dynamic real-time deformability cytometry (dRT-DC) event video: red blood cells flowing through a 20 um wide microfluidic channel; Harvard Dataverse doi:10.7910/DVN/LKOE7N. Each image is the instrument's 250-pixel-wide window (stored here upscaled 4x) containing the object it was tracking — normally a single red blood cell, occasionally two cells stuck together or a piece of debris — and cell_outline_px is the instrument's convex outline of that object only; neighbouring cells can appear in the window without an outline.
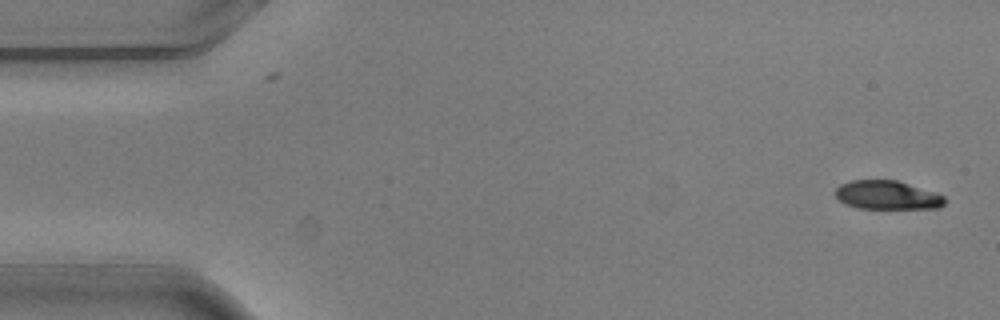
{"species": "common noctule bat (a hibernating species)", "species_latin": "Nyctalus noctula", "temperature_condition": "warm", "stored_images_in_passage": 4, "camera_frame_rate_fps": 3000, "um_per_image_px": 0.085, "animal": {"sex": "male", "body_mass_g": 20.5, "forearm_length_mm": 52.5}, "frame": {"image": 1, "passage_image": 1, "time_ms": 0.0, "image_size_px": [1000, 320], "cell_outline_px": [[944, 204], [940, 208], [856, 208], [840, 200], [836, 196], [836, 188], [840, 184], [852, 180], [896, 180], [936, 192], [944, 196]], "centroid_in_image_um": [75.43, 16.58], "position_along_channel_um": 9.6, "area_um2": 18.15}}
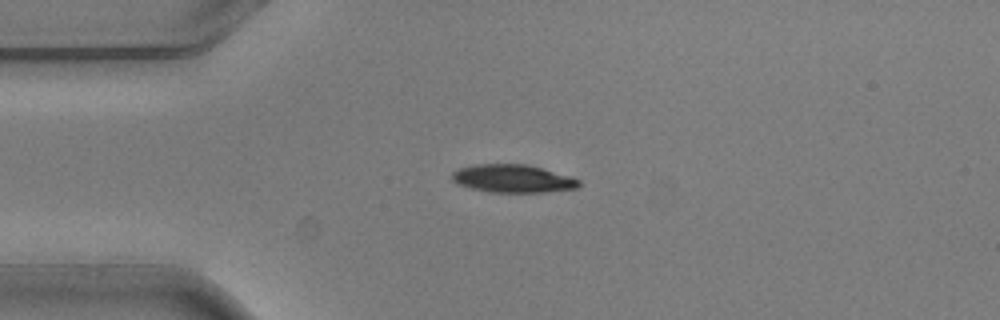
{"frame": {"image": 2, "passage_image": 4, "time_ms": 1.0, "image_size_px": [1000, 320], "cell_outline_px": [[580, 188], [544, 192], [492, 192], [472, 188], [456, 184], [448, 176], [452, 172], [460, 168], [476, 164], [528, 164], [568, 176], [580, 180]], "centroid_in_image_um": [43.55, 15.18], "position_along_channel_um": 41.4, "area_um2": 20.69}}